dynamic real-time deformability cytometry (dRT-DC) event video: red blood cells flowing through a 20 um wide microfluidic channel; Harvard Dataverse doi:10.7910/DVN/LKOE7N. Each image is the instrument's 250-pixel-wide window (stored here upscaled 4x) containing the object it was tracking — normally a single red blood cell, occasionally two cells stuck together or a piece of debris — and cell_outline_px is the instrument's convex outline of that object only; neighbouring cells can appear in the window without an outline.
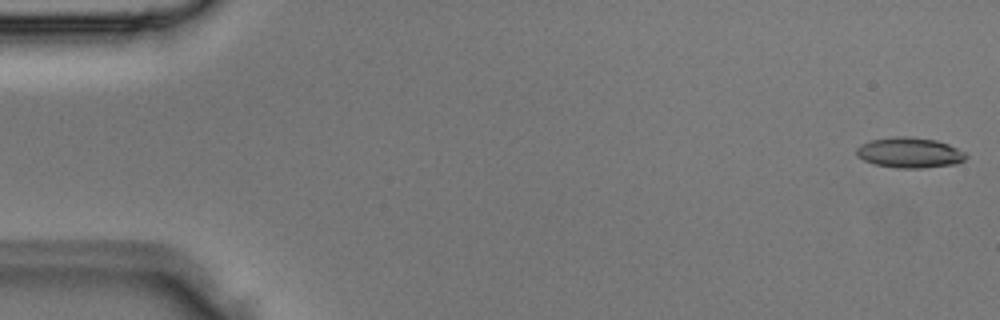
{"species": "Egyptian fruit bat (a non-hibernating species)", "species_latin": "Rousettus aegyptiacus", "temperature_condition": "room temperature", "stored_images_in_passage": 3, "camera_frame_rate_fps": 3000, "um_per_image_px": 0.085, "animal": {"sex": "male"}, "frame": {"image": 1, "passage_image": 1, "time_ms": 0.0, "image_size_px": [1000, 320], "cell_outline_px": [[968, 156], [964, 160], [956, 164], [920, 168], [896, 168], [876, 164], [864, 160], [856, 156], [856, 148], [860, 144], [872, 140], [896, 136], [908, 136], [936, 140], [948, 144], [964, 152]], "centroid_in_image_um": [77.3, 12.97], "position_along_channel_um": 7.7, "area_um2": 19.36}}